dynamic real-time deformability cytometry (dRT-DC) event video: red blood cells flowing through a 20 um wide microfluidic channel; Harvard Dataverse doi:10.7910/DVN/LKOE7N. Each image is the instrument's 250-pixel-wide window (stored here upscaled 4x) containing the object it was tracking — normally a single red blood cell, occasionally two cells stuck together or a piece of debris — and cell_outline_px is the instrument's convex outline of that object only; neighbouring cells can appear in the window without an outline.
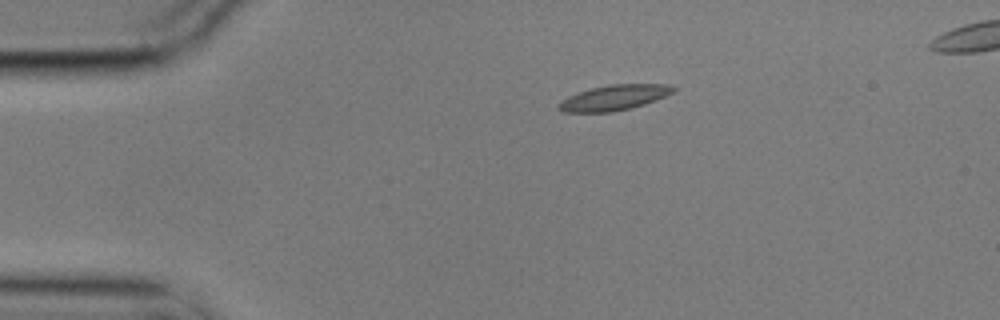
{"species": "common noctule bat (a hibernating species)", "species_latin": "Nyctalus noctula", "temperature_condition": "cold", "stored_images_in_passage": 20, "camera_frame_rate_fps": 3000, "um_per_image_px": 0.085, "animal": {"sex": "male", "body_mass_g": 17.9}, "frame": {"image": 1, "passage_image": 1, "time_ms": 0.0, "image_size_px": [1000, 320], "cell_outline_px": [[676, 88], [672, 92], [664, 96], [644, 104], [612, 112], [564, 112], [556, 108], [556, 104], [560, 100], [568, 96], [592, 88], [608, 84], [668, 84]], "centroid_in_image_um": [52.13, 8.3], "position_along_channel_um": 32.9, "area_um2": 16.76}}
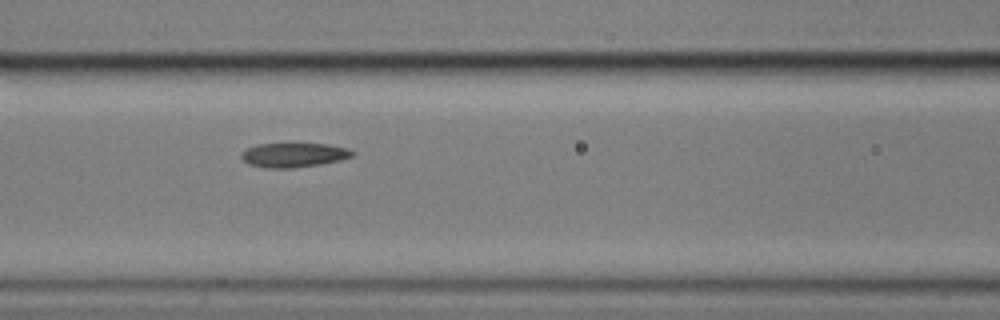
{"frame": {"image": 2, "passage_image": 14, "time_ms": 4.333, "image_size_px": [1000, 320], "cell_outline_px": [[356, 152], [352, 156], [340, 160], [320, 164], [292, 168], [264, 168], [248, 164], [240, 156], [240, 152], [256, 144], [328, 144], [348, 148]], "centroid_in_image_um": [24.95, 13.18], "position_along_channel_um": 141.6, "area_um2": 15.78}}
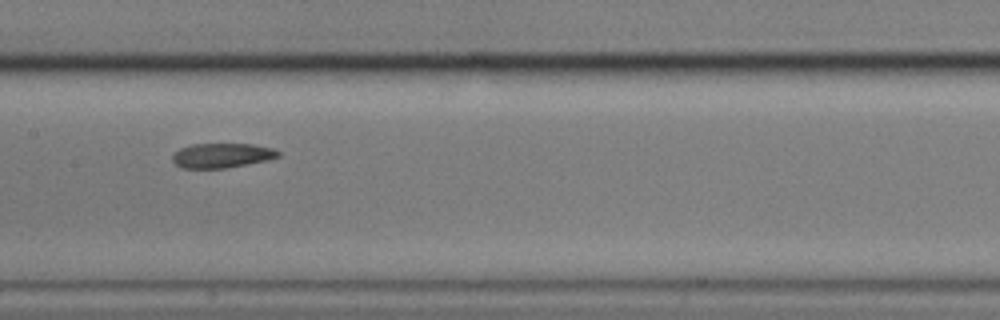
{"frame": {"image": 3, "passage_image": 18, "time_ms": 5.667, "image_size_px": [1000, 320], "cell_outline_px": [[280, 156], [268, 160], [248, 164], [224, 168], [180, 168], [172, 160], [172, 156], [180, 148], [192, 144], [252, 144], [272, 148], [280, 152]], "centroid_in_image_um": [18.86, 13.22], "position_along_channel_um": 188.5, "area_um2": 15.14}}